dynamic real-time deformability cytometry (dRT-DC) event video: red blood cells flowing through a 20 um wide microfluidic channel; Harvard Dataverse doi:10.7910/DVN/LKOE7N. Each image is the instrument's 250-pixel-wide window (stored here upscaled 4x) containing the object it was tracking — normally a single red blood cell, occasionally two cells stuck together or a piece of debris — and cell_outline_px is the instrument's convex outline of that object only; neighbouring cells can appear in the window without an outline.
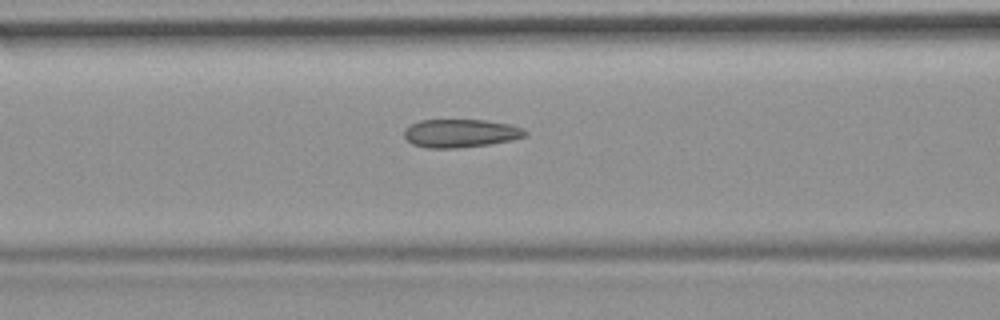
{"species": "common noctule bat (a hibernating species)", "species_latin": "Nyctalus noctula", "temperature_condition": "room temperature", "stored_images_in_passage": 20, "camera_frame_rate_fps": 3000, "um_per_image_px": 0.085, "animal": {"sex": "female", "body_mass_g": 19.9}, "frame": {"image": 1, "passage_image": 6, "time_ms": 1.667, "image_size_px": [1000, 320], "cell_outline_px": [[528, 132], [524, 136], [512, 140], [488, 144], [456, 148], [424, 148], [412, 144], [404, 136], [404, 128], [420, 120], [484, 120], [508, 124], [524, 128]], "centroid_in_image_um": [39.12, 11.33], "position_along_channel_um": 127.5, "area_um2": 19.88}}
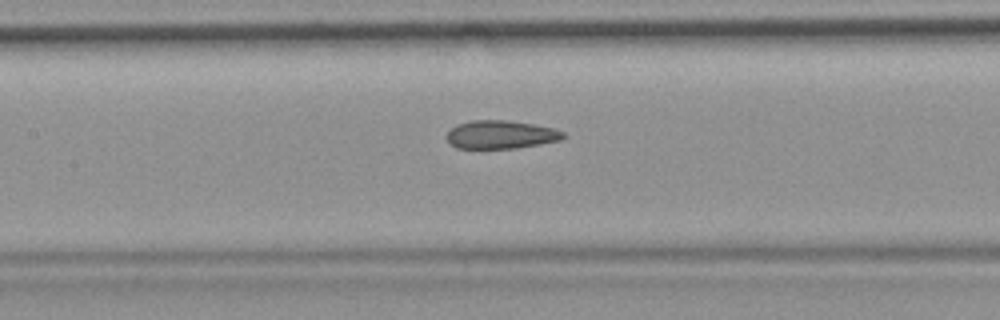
{"frame": {"image": 2, "passage_image": 9, "time_ms": 2.667, "image_size_px": [1000, 320], "cell_outline_px": [[564, 136], [560, 140], [540, 144], [516, 148], [456, 148], [444, 136], [456, 124], [472, 120], [508, 120], [532, 124], [552, 128], [564, 132]], "centroid_in_image_um": [42.53, 11.44], "position_along_channel_um": 164.9, "area_um2": 19.07}}